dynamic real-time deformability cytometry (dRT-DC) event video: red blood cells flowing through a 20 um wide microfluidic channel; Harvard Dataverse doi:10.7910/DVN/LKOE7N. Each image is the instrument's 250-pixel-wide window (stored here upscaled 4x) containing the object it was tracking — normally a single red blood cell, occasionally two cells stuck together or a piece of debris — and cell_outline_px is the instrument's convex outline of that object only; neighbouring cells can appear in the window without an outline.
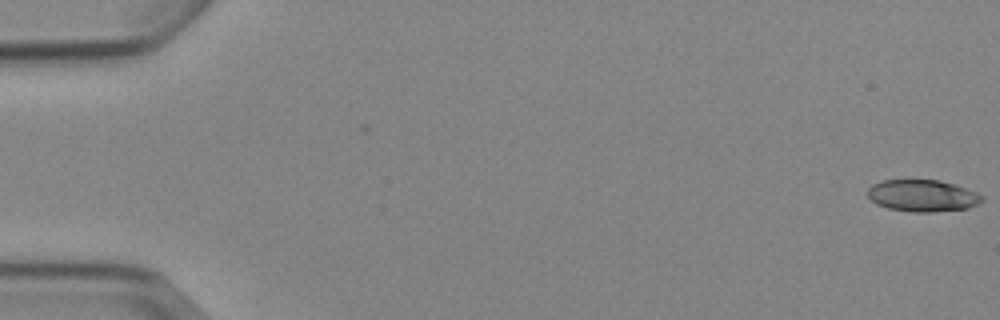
{"species": "Egyptian fruit bat (a non-hibernating species)", "species_latin": "Rousettus aegyptiacus", "temperature_condition": "cold", "stored_images_in_passage": 5, "camera_frame_rate_fps": 3000, "um_per_image_px": 0.085, "animal": {"sex": "female"}, "frame": {"image": 1, "passage_image": 1, "time_ms": 0.0, "image_size_px": [1000, 320], "cell_outline_px": [[984, 200], [968, 208], [932, 212], [912, 212], [888, 208], [876, 204], [868, 196], [868, 188], [872, 184], [880, 180], [940, 180], [976, 192], [984, 196]], "centroid_in_image_um": [78.39, 16.63], "position_along_channel_um": 6.6, "area_um2": 21.15}}
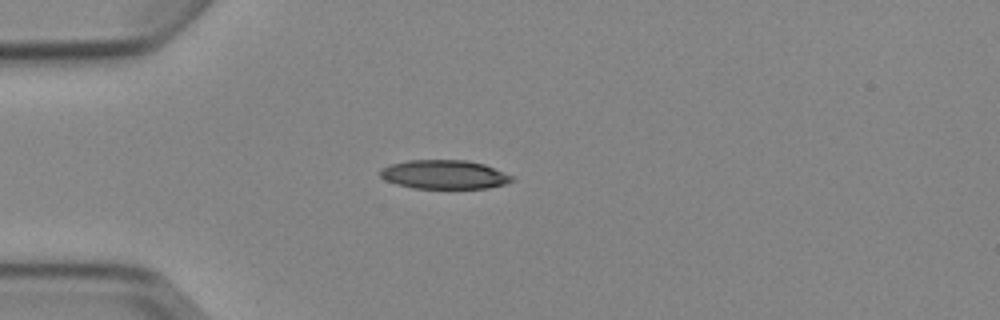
{"frame": {"image": 2, "passage_image": 5, "time_ms": 4.667, "image_size_px": [1000, 320], "cell_outline_px": [[516, 180], [504, 184], [488, 188], [412, 188], [396, 184], [384, 180], [380, 176], [380, 172], [384, 168], [392, 164], [408, 160], [468, 160], [484, 164], [512, 176]], "centroid_in_image_um": [37.77, 14.84], "position_along_channel_um": 47.2, "area_um2": 22.08}}